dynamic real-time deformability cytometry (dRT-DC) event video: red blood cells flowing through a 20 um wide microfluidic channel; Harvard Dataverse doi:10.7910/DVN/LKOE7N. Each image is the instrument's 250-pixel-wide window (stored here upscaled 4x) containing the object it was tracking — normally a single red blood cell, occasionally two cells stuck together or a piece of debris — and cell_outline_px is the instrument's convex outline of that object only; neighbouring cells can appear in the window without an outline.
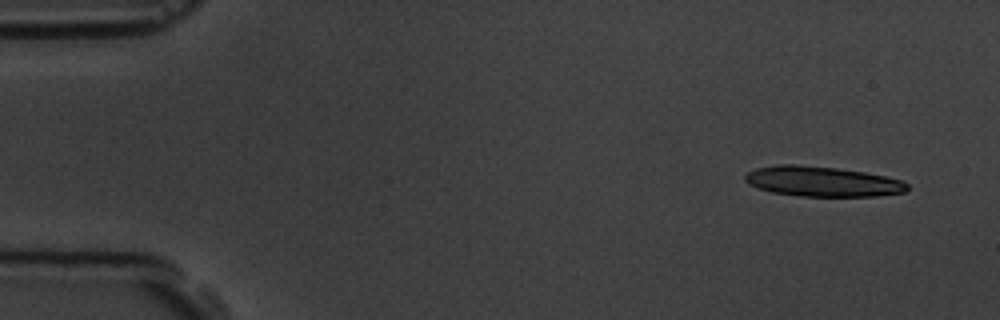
{"species": "common noctule bat (a hibernating species)", "species_latin": "Nyctalus noctula", "temperature_condition": "room temperature", "stored_images_in_passage": 4, "camera_frame_rate_fps": 3000, "um_per_image_px": 0.085, "animal": {"sex": "male", "body_mass_g": 19.5, "forearm_length_mm": 54.6}, "frame": {"image": 1, "passage_image": 1, "time_ms": 0.0, "image_size_px": [1000, 320], "cell_outline_px": [[908, 188], [904, 192], [876, 196], [804, 196], [772, 192], [748, 184], [744, 180], [744, 176], [748, 172], [756, 168], [776, 164], [796, 164], [836, 168], [864, 172], [884, 176], [900, 180], [908, 184]], "centroid_in_image_um": [69.86, 15.42], "position_along_channel_um": 15.1, "area_um2": 28.26}}